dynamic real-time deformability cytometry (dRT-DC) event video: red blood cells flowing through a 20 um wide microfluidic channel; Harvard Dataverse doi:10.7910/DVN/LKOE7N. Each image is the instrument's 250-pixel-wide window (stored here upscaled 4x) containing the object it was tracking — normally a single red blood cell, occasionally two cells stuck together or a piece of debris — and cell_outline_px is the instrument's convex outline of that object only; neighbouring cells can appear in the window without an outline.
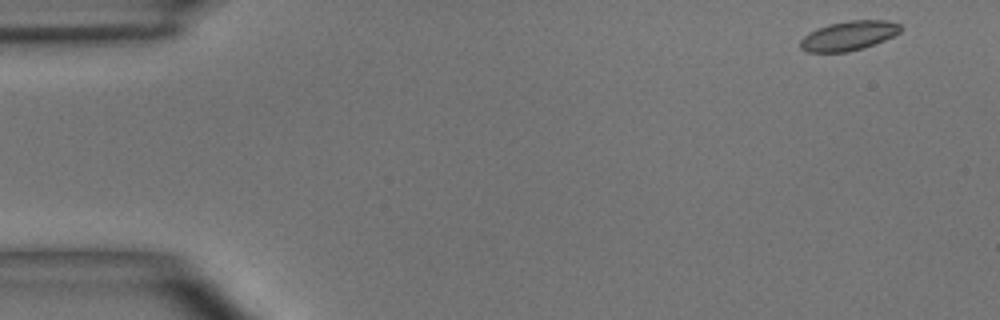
{"species": "common noctule bat (a hibernating species)", "species_latin": "Nyctalus noctula", "temperature_condition": "room temperature", "stored_images_in_passage": 4, "camera_frame_rate_fps": 3000, "um_per_image_px": 0.085, "animal": {"sex": "male", "body_mass_g": 15.6}, "frame": {"image": 1, "passage_image": 1, "time_ms": 0.0, "image_size_px": [1000, 320], "cell_outline_px": [[904, 28], [900, 32], [884, 40], [864, 48], [848, 52], [808, 52], [800, 48], [800, 40], [808, 32], [816, 28], [828, 24], [848, 20], [888, 20], [900, 24]], "centroid_in_image_um": [72.14, 3.03], "position_along_channel_um": 12.9, "area_um2": 17.4}}